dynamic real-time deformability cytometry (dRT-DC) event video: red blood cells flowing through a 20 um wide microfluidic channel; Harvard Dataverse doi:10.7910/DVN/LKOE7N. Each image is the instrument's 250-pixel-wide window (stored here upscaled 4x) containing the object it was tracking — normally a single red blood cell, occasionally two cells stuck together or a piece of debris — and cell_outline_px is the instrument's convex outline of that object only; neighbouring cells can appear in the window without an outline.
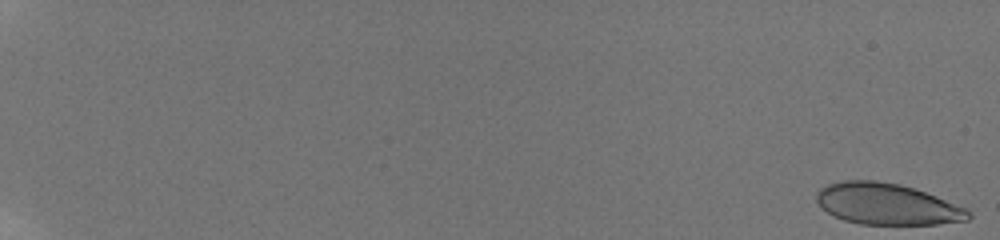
{"species": "human", "species_latin": "Homo sapiens", "temperature_condition": "room temperature", "stored_images_in_passage": 14, "camera_frame_rate_fps": 3000, "um_per_image_px": 0.085, "donor": {"sex": "male"}, "frame": {"image": 1, "passage_image": 1, "time_ms": 0.0, "image_size_px": [1000, 240], "cell_outline_px": [[972, 216], [968, 220], [936, 224], [860, 224], [844, 220], [832, 216], [820, 208], [816, 200], [816, 192], [820, 188], [828, 184], [844, 180], [876, 180], [900, 184], [936, 196], [968, 208], [972, 212]], "centroid_in_image_um": [75.38, 17.35], "position_along_channel_um": 9.6, "area_um2": 36.82}}
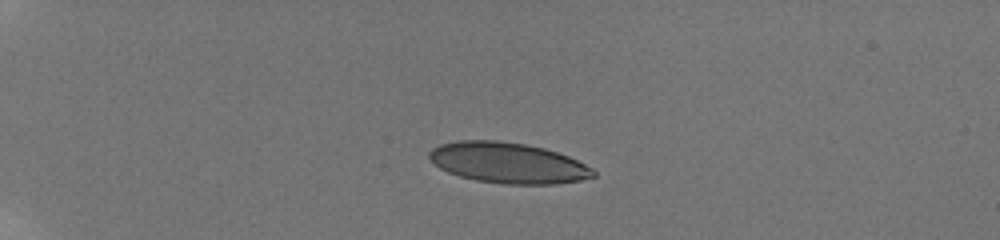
{"frame": {"image": 2, "passage_image": 11, "time_ms": 5.333, "image_size_px": [1000, 240], "cell_outline_px": [[596, 176], [580, 180], [556, 184], [504, 184], [476, 180], [460, 176], [448, 172], [440, 168], [428, 156], [428, 152], [432, 148], [440, 144], [460, 140], [496, 140], [524, 144], [544, 148], [568, 156], [592, 168], [596, 172]], "centroid_in_image_um": [43.17, 13.84], "position_along_channel_um": 41.8, "area_um2": 38.73}}